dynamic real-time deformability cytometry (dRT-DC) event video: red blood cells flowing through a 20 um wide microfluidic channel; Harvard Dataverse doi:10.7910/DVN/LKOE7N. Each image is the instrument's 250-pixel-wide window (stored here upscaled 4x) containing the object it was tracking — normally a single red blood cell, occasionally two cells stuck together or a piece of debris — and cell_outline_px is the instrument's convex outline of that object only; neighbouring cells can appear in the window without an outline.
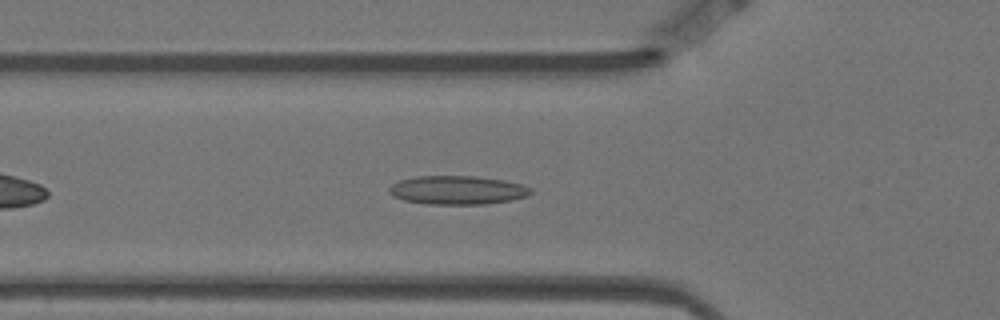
{"species": "Egyptian fruit bat (a non-hibernating species)", "species_latin": "Rousettus aegyptiacus", "temperature_condition": "warm", "stored_images_in_passage": 46, "camera_frame_rate_fps": 3000, "um_per_image_px": 0.085, "animal": {"sex": "female"}, "frame": {"image": 1, "passage_image": 10, "time_ms": 3.0, "image_size_px": [1000, 320], "cell_outline_px": [[532, 192], [528, 196], [512, 200], [484, 204], [428, 204], [404, 200], [392, 196], [388, 192], [388, 188], [392, 184], [400, 180], [416, 176], [476, 176], [504, 180], [520, 184], [532, 188]], "centroid_in_image_um": [38.87, 16.16], "position_along_channel_um": 86.9, "area_um2": 23.76}}
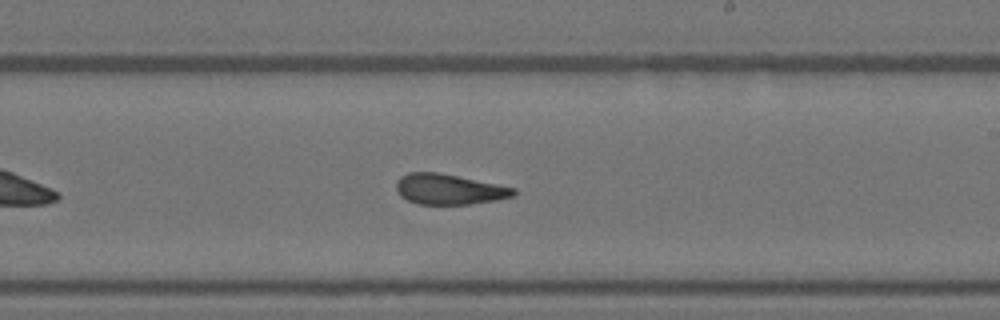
{"frame": {"image": 2, "passage_image": 24, "time_ms": 7.667, "image_size_px": [1000, 320], "cell_outline_px": [[516, 196], [496, 200], [468, 204], [416, 204], [400, 196], [396, 188], [396, 180], [400, 176], [408, 172], [440, 172], [516, 188]], "centroid_in_image_um": [38.16, 16.08], "position_along_channel_um": 250.8, "area_um2": 20.98}}
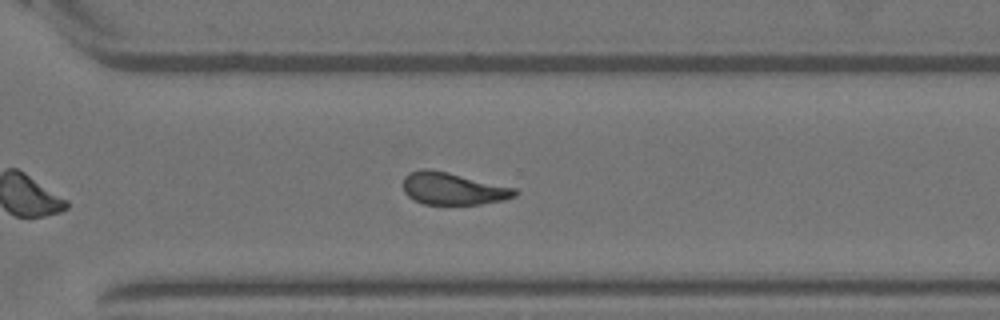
{"frame": {"image": 3, "passage_image": 31, "time_ms": 10.0, "image_size_px": [1000, 320], "cell_outline_px": [[520, 192], [516, 196], [504, 200], [480, 204], [424, 204], [408, 196], [404, 192], [404, 176], [408, 172], [420, 168], [432, 168], [516, 188]], "centroid_in_image_um": [38.51, 16.01], "position_along_channel_um": 332.1, "area_um2": 21.21}, "authors_computed_cell_mechanics": {"area_um2": 21.2415, "velocity_mm_per_s": 3.5041, "shape_relaxation_time_tau1_ms": null, "shape_relaxation_time_tau2_ms": 2.3482, "deformation_change_tau1": null, "deformation_change_tau2": 0.1129}}